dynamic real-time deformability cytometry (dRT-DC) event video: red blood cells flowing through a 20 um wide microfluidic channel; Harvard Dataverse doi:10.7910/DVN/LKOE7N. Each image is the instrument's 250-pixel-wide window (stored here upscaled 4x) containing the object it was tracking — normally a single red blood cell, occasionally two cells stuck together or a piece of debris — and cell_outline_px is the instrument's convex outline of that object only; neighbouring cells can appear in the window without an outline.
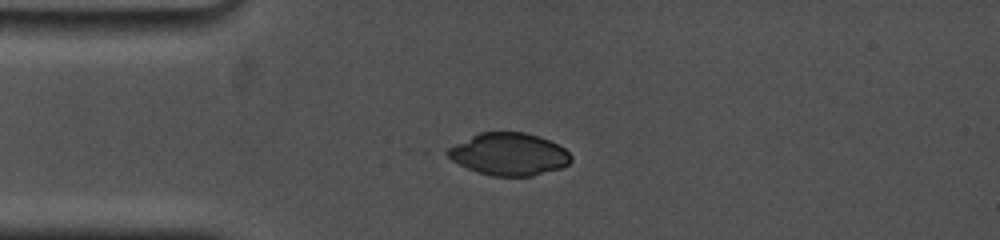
{"species": "common noctule bat (a hibernating species)", "species_latin": "Nyctalus noctula", "temperature_condition": "cold", "stored_images_in_passage": 3, "camera_frame_rate_fps": 5000, "um_per_image_px": 0.085, "animal": {"sex": "female", "body_mass_g": 19.0, "forearm_length_mm": 53.3}, "frame": {"image": 1, "passage_image": 1, "time_ms": 0.0, "image_size_px": [1000, 240], "cell_outline_px": [[572, 160], [568, 164], [560, 168], [532, 176], [492, 176], [468, 168], [452, 160], [440, 152], [480, 132], [524, 132], [540, 136], [564, 148], [572, 156]], "centroid_in_image_um": [43.25, 13.1], "position_along_channel_um": 41.8, "area_um2": 30.35}}